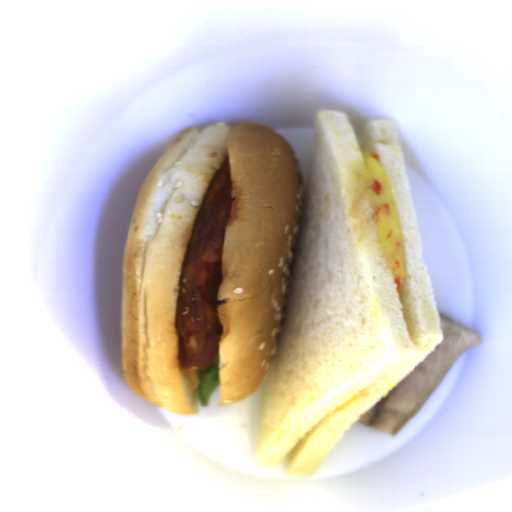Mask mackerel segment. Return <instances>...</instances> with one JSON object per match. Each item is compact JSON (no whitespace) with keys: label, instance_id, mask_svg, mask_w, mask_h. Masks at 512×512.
<instances>
[{"label":"mackerel segment","instance_id":"14911b7f","mask_svg":"<svg viewBox=\"0 0 512 512\" xmlns=\"http://www.w3.org/2000/svg\"><path fill=\"white\" fill-rule=\"evenodd\" d=\"M442 341L357 422L396 435L432 395L459 357L481 344L476 331L440 316Z\"/></svg>","mask_w":512,"mask_h":512}]
</instances>
